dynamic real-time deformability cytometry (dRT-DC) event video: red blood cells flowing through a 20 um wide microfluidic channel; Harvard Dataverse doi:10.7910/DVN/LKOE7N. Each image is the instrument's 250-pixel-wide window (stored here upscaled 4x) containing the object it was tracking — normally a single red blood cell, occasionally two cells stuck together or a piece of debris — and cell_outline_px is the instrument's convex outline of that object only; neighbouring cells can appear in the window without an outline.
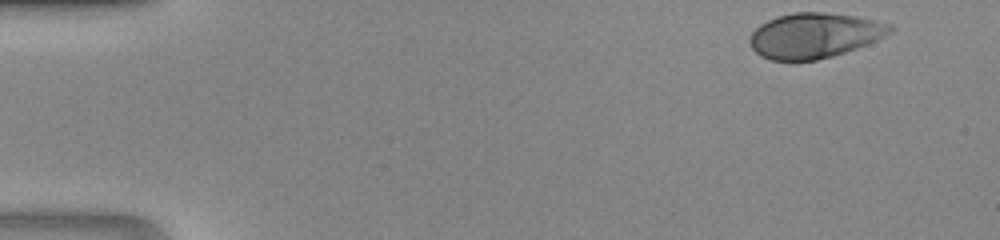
{"species": "human", "species_latin": "Homo sapiens", "temperature_condition": "room temperature", "stored_images_in_passage": 36, "camera_frame_rate_fps": 3000, "um_per_image_px": 0.085, "donor": {"sex": "male"}, "frame": {"image": 1, "passage_image": 1, "time_ms": 0.0, "image_size_px": [1000, 240], "cell_outline_px": [[892, 32], [876, 40], [856, 48], [832, 56], [816, 60], [772, 60], [760, 56], [748, 44], [748, 40], [752, 32], [760, 24], [776, 16], [792, 12], [824, 12], [856, 16], [892, 24]], "centroid_in_image_um": [69.19, 3.0], "position_along_channel_um": 15.8, "area_um2": 36.88}}
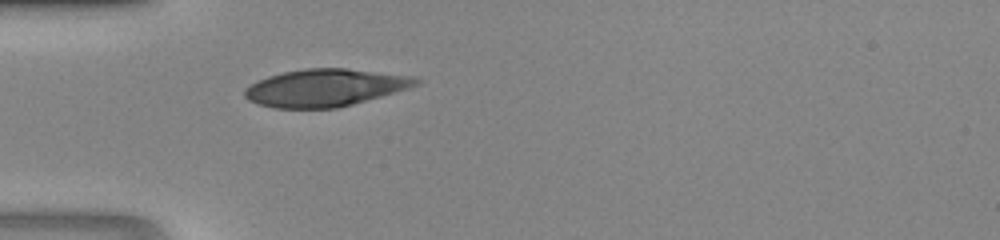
{"frame": {"image": 2, "passage_image": 12, "time_ms": 3.667, "image_size_px": [1000, 240], "cell_outline_px": [[420, 84], [408, 88], [352, 104], [336, 108], [272, 108], [248, 100], [244, 96], [244, 88], [268, 76], [284, 72], [308, 68], [344, 68], [416, 76], [420, 80]], "centroid_in_image_um": [27.64, 7.45], "position_along_channel_um": 57.4, "area_um2": 37.05}}
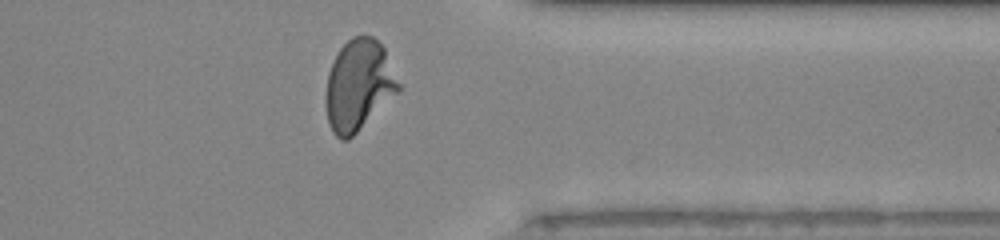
{"frame": {"image": 3, "passage_image": 34, "time_ms": 11.0, "image_size_px": [1000, 240], "cell_outline_px": [[404, 88], [400, 92], [348, 140], [340, 140], [332, 132], [328, 124], [324, 100], [328, 72], [340, 48], [352, 36], [372, 36], [384, 48]], "centroid_in_image_um": [30.5, 7.27], "position_along_channel_um": 380.9, "area_um2": 39.07}}